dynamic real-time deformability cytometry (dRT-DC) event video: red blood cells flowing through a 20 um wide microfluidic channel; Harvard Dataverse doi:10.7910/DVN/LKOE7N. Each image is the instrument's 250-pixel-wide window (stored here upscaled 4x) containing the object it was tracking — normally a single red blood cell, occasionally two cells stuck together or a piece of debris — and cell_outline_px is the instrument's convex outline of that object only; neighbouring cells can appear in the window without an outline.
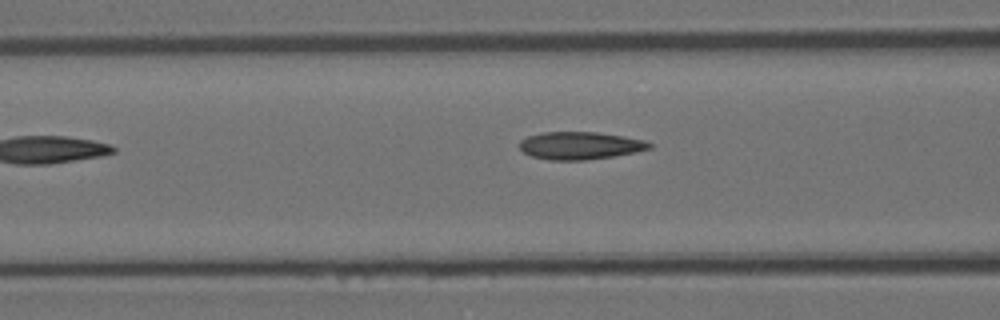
{"species": "Egyptian fruit bat (a non-hibernating species)", "species_latin": "Rousettus aegyptiacus", "temperature_condition": "room temperature", "stored_images_in_passage": 5, "camera_frame_rate_fps": 3000, "um_per_image_px": 0.085, "animal": {"sex": "female"}, "frame": {"image": 1, "passage_image": 3, "time_ms": 0.667, "image_size_px": [1000, 320], "cell_outline_px": [[652, 148], [636, 152], [612, 156], [584, 160], [548, 160], [532, 156], [524, 152], [520, 148], [520, 140], [528, 136], [544, 132], [596, 132], [624, 136], [644, 140], [652, 144]], "centroid_in_image_um": [49.31, 12.37], "position_along_channel_um": 117.3, "area_um2": 20.81}}
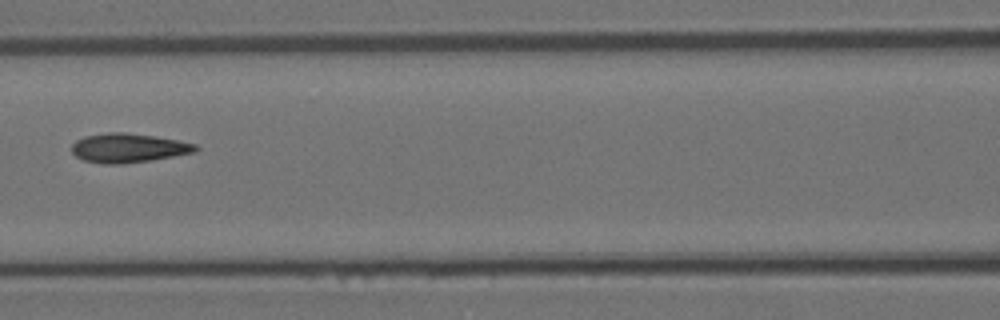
{"frame": {"image": 2, "passage_image": 4, "time_ms": 1.0, "image_size_px": [1000, 320], "cell_outline_px": [[200, 148], [196, 152], [152, 160], [124, 164], [104, 164], [84, 160], [76, 156], [72, 152], [72, 144], [76, 140], [84, 136], [108, 132], [124, 132], [152, 136], [176, 140], [196, 144]], "centroid_in_image_um": [10.91, 12.58], "position_along_channel_um": 155.7, "area_um2": 21.04}}
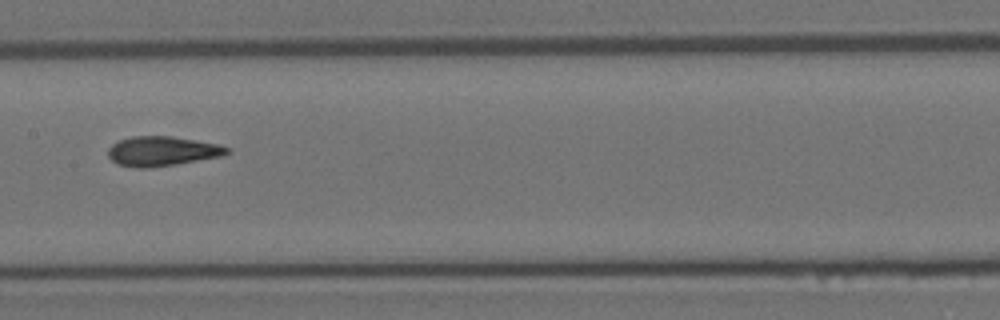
{"frame": {"image": 3, "passage_image": 5, "time_ms": 1.333, "image_size_px": [1000, 320], "cell_outline_px": [[232, 152], [220, 156], [148, 168], [136, 168], [116, 164], [108, 156], [108, 148], [112, 144], [120, 140], [132, 136], [172, 136], [216, 144], [232, 148]], "centroid_in_image_um": [13.75, 12.84], "position_along_channel_um": 193.6, "area_um2": 20.35}}